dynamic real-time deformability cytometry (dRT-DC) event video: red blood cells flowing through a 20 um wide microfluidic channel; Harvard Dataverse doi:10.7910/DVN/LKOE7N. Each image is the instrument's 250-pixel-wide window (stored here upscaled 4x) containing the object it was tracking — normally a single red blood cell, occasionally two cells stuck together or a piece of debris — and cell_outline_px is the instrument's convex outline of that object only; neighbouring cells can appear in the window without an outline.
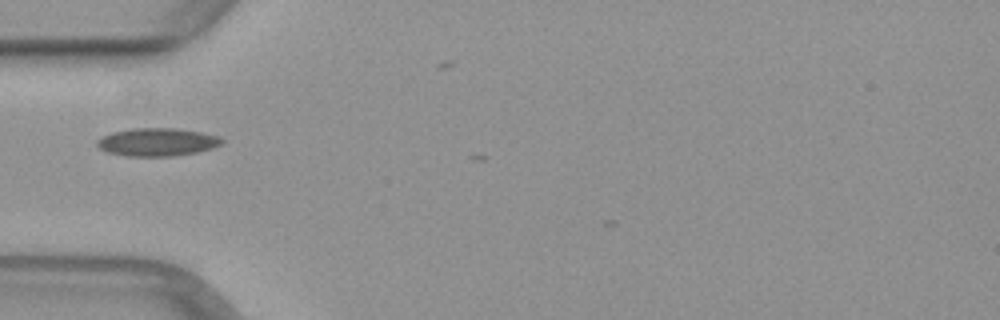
{"species": "common noctule bat (a hibernating species)", "species_latin": "Nyctalus noctula", "temperature_condition": "warm", "stored_images_in_passage": 2, "camera_frame_rate_fps": 3000, "um_per_image_px": 0.085, "animal": {"sex": "female", "body_mass_g": 29.2, "forearm_length_mm": 56.3}, "frame": {"image": 1, "passage_image": 1, "time_ms": 0.0, "image_size_px": [1000, 320], "cell_outline_px": [[224, 140], [220, 144], [212, 148], [196, 152], [172, 156], [128, 156], [108, 152], [100, 148], [96, 144], [96, 140], [112, 132], [132, 128], [176, 128], [200, 132], [220, 136]], "centroid_in_image_um": [13.36, 12.07], "position_along_channel_um": 71.6, "area_um2": 20.23}}